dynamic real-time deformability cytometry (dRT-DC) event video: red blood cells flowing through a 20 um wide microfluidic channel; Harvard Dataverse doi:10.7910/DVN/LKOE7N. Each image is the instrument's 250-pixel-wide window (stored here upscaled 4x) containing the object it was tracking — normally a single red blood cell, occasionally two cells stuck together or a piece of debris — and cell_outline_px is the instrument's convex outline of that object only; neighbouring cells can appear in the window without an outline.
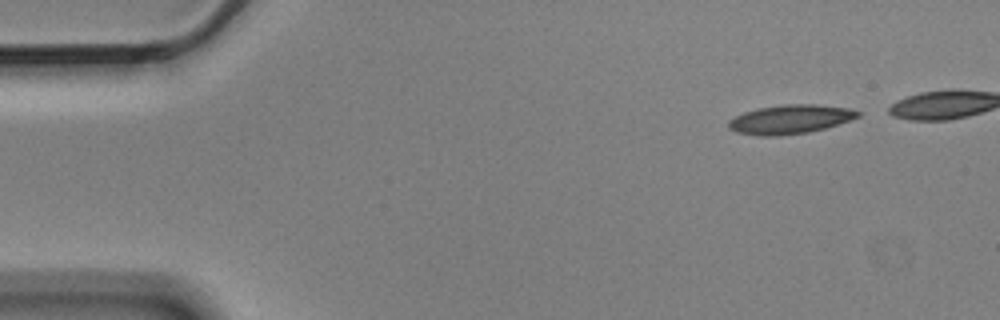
{"species": "Egyptian fruit bat (a non-hibernating species)", "species_latin": "Rousettus aegyptiacus", "temperature_condition": "cold", "stored_images_in_passage": 5, "camera_frame_rate_fps": 3000, "um_per_image_px": 0.085, "animal": {"sex": "male"}, "frame": {"image": 1, "passage_image": 1, "time_ms": 0.0, "image_size_px": [1000, 320], "cell_outline_px": [[860, 116], [824, 128], [808, 132], [780, 136], [760, 136], [736, 132], [728, 128], [728, 120], [744, 112], [760, 108], [784, 104], [816, 104], [852, 108], [860, 112]], "centroid_in_image_um": [67.15, 10.14], "position_along_channel_um": 17.9, "area_um2": 21.79}}